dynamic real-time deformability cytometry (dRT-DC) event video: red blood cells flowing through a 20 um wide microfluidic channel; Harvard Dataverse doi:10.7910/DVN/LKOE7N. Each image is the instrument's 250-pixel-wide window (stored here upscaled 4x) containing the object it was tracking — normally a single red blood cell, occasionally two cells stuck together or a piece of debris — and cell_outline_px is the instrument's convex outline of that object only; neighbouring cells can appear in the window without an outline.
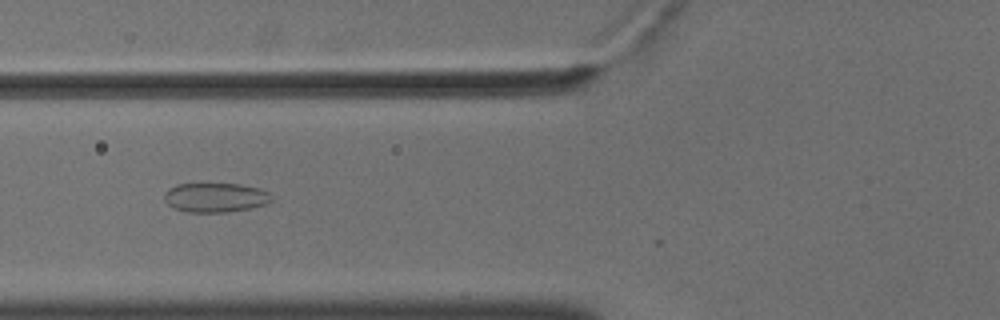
{"species": "common noctule bat (a hibernating species)", "species_latin": "Nyctalus noctula", "temperature_condition": "cold", "stored_images_in_passage": 11, "camera_frame_rate_fps": 3000, "um_per_image_px": 0.085, "animal": {"sex": "male", "body_mass_g": 18.8}, "frame": {"image": 1, "passage_image": 9, "time_ms": 2.667, "image_size_px": [1000, 320], "cell_outline_px": [[272, 200], [268, 204], [252, 208], [228, 212], [188, 212], [172, 208], [164, 200], [164, 192], [168, 188], [176, 184], [240, 184], [260, 188], [272, 192]], "centroid_in_image_um": [18.34, 16.79], "position_along_channel_um": 107.5, "area_um2": 18.73}}